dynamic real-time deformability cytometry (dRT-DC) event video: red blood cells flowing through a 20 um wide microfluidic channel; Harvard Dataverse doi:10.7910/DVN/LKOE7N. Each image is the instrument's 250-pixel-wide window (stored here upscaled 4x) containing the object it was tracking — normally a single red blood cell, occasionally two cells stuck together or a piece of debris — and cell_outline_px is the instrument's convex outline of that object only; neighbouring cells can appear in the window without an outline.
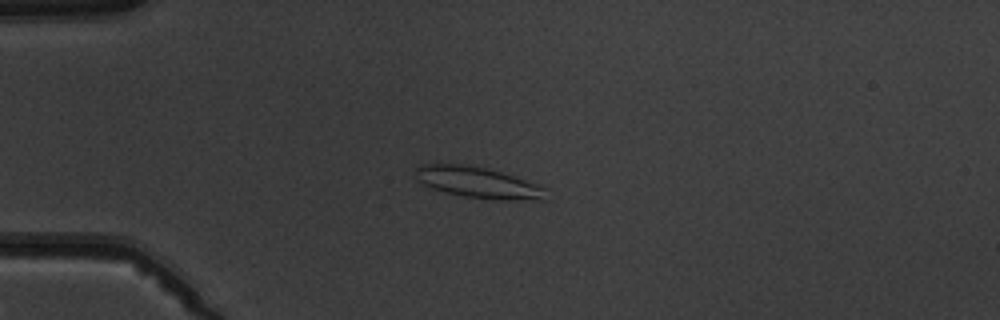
{"species": "common noctule bat (a hibernating species)", "species_latin": "Nyctalus noctula", "temperature_condition": "warm", "stored_images_in_passage": 7, "camera_frame_rate_fps": 3000, "um_per_image_px": 0.085, "animal": {"sex": "male", "body_mass_g": 19.5, "forearm_length_mm": 54.6}, "frame": {"image": 1, "passage_image": 4, "time_ms": 3.667, "image_size_px": [1000, 320], "cell_outline_px": [[548, 200], [500, 200], [464, 196], [444, 192], [432, 188], [416, 180], [412, 168], [420, 164], [468, 164], [488, 168], [540, 184], [544, 188]], "centroid_in_image_um": [40.62, 15.5], "position_along_channel_um": 44.4, "area_um2": 24.1}}
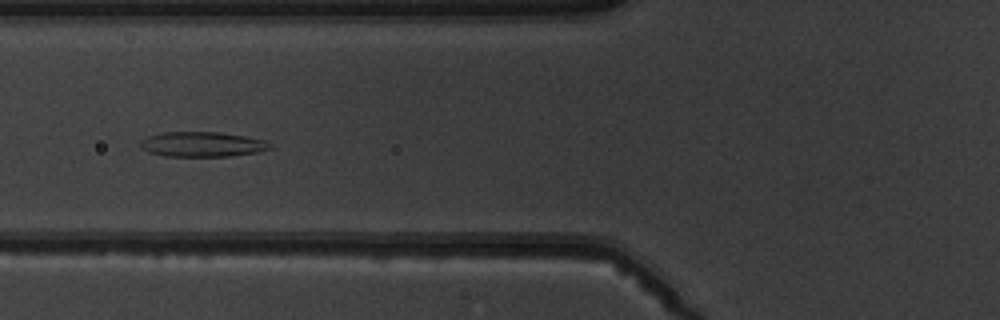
{"frame": {"image": 2, "passage_image": 6, "time_ms": 6.0, "image_size_px": [1000, 320], "cell_outline_px": [[272, 148], [256, 152], [228, 156], [164, 156], [148, 152], [140, 148], [140, 140], [148, 136], [164, 132], [216, 132], [244, 136], [264, 140], [272, 144]], "centroid_in_image_um": [17.15, 12.27], "position_along_channel_um": 108.7, "area_um2": 18.79}}
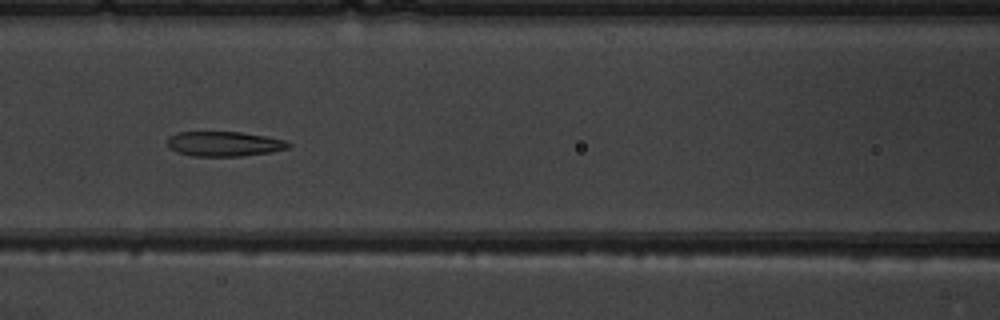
{"frame": {"image": 3, "passage_image": 7, "time_ms": 7.0, "image_size_px": [1000, 320], "cell_outline_px": [[292, 144], [288, 148], [268, 152], [244, 156], [192, 156], [176, 152], [168, 148], [168, 136], [176, 132], [240, 132], [264, 136], [284, 140]], "centroid_in_image_um": [19.0, 12.23], "position_along_channel_um": 147.6, "area_um2": 17.51}}